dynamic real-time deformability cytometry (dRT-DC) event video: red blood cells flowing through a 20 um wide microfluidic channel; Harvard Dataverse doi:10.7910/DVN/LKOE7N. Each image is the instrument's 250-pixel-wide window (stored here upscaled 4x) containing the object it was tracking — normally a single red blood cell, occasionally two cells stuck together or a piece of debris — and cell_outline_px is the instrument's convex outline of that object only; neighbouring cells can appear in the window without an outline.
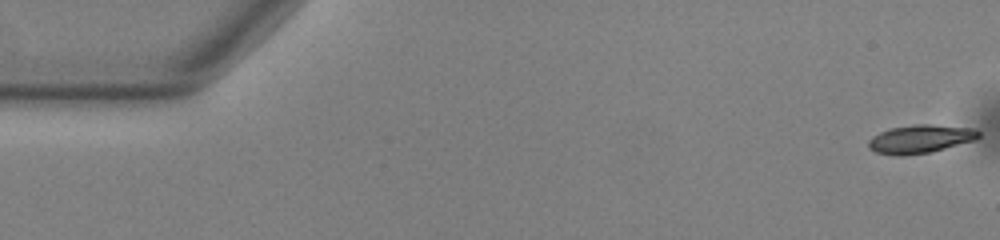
{"species": "common noctule bat (a hibernating species)", "species_latin": "Nyctalus noctula", "temperature_condition": "warm", "stored_images_in_passage": 54, "camera_frame_rate_fps": 3000, "um_per_image_px": 0.085, "animal": {"sex": "male", "body_mass_g": 13.0, "forearm_length_mm": 53.1}, "frame": {"image": 1, "passage_image": 1, "time_ms": 0.0, "image_size_px": [1000, 240], "cell_outline_px": [[980, 136], [976, 140], [932, 152], [904, 156], [896, 156], [876, 152], [868, 148], [868, 140], [872, 136], [880, 132], [892, 128], [912, 124], [932, 124], [976, 128], [980, 132]], "centroid_in_image_um": [78.25, 11.81], "position_along_channel_um": 6.7, "area_um2": 18.55}}
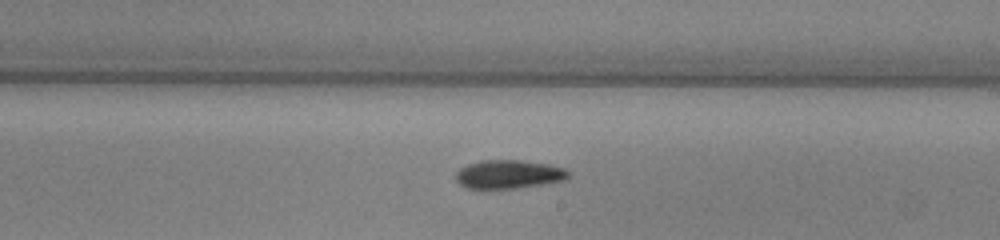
{"frame": {"image": 2, "passage_image": 31, "time_ms": 10.0, "image_size_px": [1000, 240], "cell_outline_px": [[568, 176], [564, 180], [516, 188], [468, 188], [460, 184], [456, 180], [456, 172], [460, 168], [468, 164], [480, 160], [520, 160], [548, 164], [564, 168], [568, 172]], "centroid_in_image_um": [43.2, 14.8], "position_along_channel_um": 245.8, "area_um2": 18.5}}
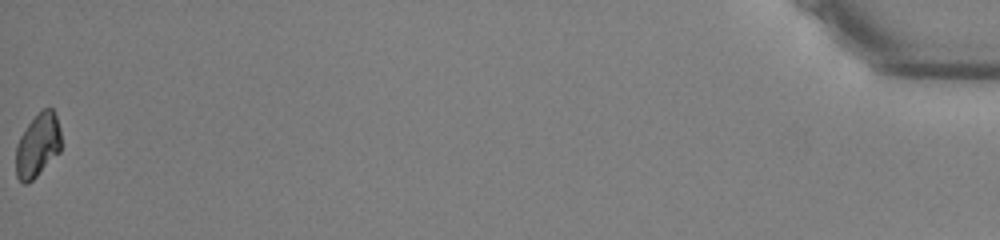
{"frame": {"image": 3, "passage_image": 54, "time_ms": 17.667, "image_size_px": [1000, 240], "cell_outline_px": [[60, 152], [28, 184], [24, 184], [16, 176], [16, 144], [20, 136], [28, 124], [44, 108], [52, 108], [56, 116], [60, 128]], "centroid_in_image_um": [3.2, 12.37], "position_along_channel_um": 432.0, "area_um2": 16.59}, "authors_computed_cell_mechanics": {"area_um2": 18.3515, "velocity_mm_per_s": 3.8279, "shape_relaxation_time_tau1_ms": 3.5286, "shape_relaxation_time_tau2_ms": 7.3061, "deformation_change_tau1": 0.1069, "deformation_change_tau2": 0.1031}}